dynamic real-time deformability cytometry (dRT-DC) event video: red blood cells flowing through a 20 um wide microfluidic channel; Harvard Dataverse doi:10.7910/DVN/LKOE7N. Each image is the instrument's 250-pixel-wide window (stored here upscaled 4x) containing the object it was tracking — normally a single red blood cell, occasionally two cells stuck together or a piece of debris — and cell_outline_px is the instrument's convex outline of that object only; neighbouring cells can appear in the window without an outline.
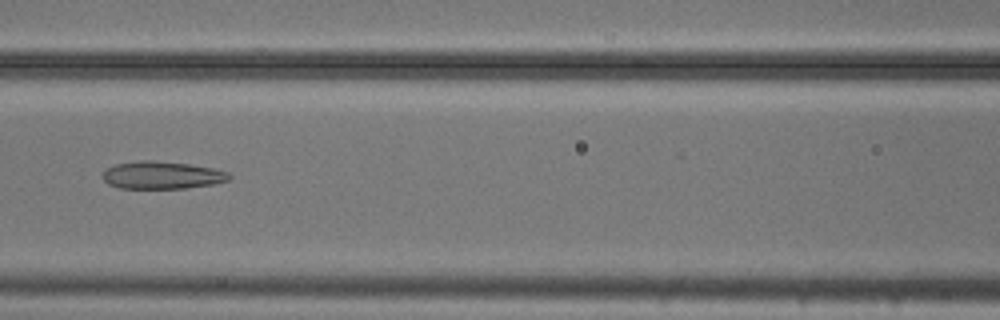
{"species": "common noctule bat (a hibernating species)", "species_latin": "Nyctalus noctula", "temperature_condition": "cold", "stored_images_in_passage": 39, "camera_frame_rate_fps": 3000, "um_per_image_px": 0.085, "animal": {"sex": "male", "body_mass_g": 20.5, "forearm_length_mm": 52.5}, "frame": {"image": 1, "passage_image": 9, "time_ms": 2.667, "image_size_px": [1000, 320], "cell_outline_px": [[232, 176], [228, 180], [212, 184], [184, 188], [120, 188], [108, 184], [104, 180], [104, 172], [108, 168], [116, 164], [140, 160], [152, 160], [188, 164], [212, 168], [228, 172]], "centroid_in_image_um": [13.77, 14.89], "position_along_channel_um": 152.8, "area_um2": 20.06}}
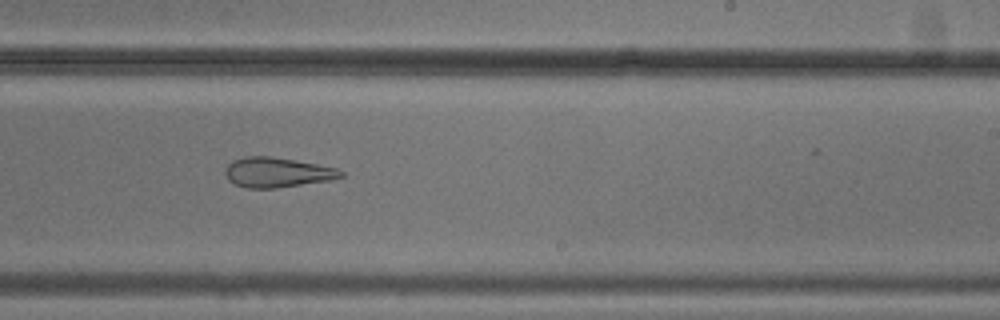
{"frame": {"image": 2, "passage_image": 18, "time_ms": 5.667, "image_size_px": [1000, 320], "cell_outline_px": [[344, 176], [328, 180], [276, 188], [248, 188], [236, 184], [228, 180], [224, 172], [228, 164], [232, 160], [244, 156], [272, 156], [316, 164], [336, 168], [344, 172]], "centroid_in_image_um": [23.52, 14.64], "position_along_channel_um": 265.5, "area_um2": 20.0}}
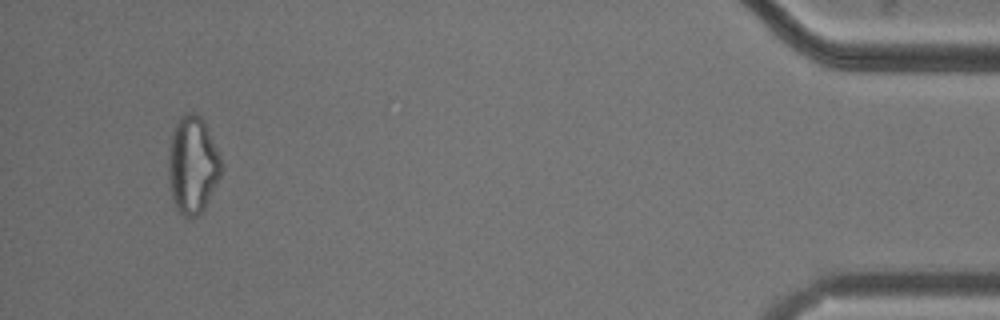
{"frame": {"image": 3, "passage_image": 36, "time_ms": 11.667, "image_size_px": [1000, 320], "cell_outline_px": [[220, 176], [200, 216], [192, 220], [188, 220], [176, 208], [172, 196], [168, 180], [168, 148], [172, 132], [176, 120], [184, 112], [192, 112], [200, 116], [204, 120], [220, 156]], "centroid_in_image_um": [16.33, 14.02], "position_along_channel_um": 418.9, "area_um2": 30.29}, "authors_computed_cell_mechanics": {"area_um2": 21.097, "velocity_mm_per_s": 3.7628, "shape_relaxation_time_tau1_ms": null, "shape_relaxation_time_tau2_ms": 4.2635, "deformation_change_tau1": null, "deformation_change_tau2": 0.14}}